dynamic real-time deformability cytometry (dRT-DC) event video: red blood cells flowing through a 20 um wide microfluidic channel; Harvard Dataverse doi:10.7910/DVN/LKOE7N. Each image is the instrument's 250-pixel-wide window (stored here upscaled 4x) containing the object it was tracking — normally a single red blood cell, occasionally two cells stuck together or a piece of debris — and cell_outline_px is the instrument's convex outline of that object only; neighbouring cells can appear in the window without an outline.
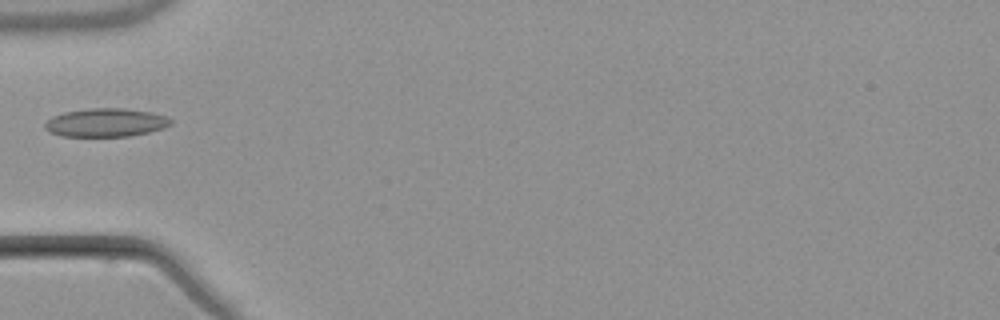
{"species": "common noctule bat (a hibernating species)", "species_latin": "Nyctalus noctula", "temperature_condition": "warm", "stored_images_in_passage": 4, "camera_frame_rate_fps": 3000, "um_per_image_px": 0.085, "animal": {"sex": "male", "body_mass_g": 21.5, "forearm_length_mm": 52.0}, "frame": {"image": 1, "passage_image": 4, "time_ms": 4.333, "image_size_px": [1000, 320], "cell_outline_px": [[172, 124], [164, 128], [148, 132], [128, 136], [60, 136], [48, 132], [44, 128], [44, 124], [52, 116], [64, 112], [88, 108], [124, 108], [152, 112], [168, 116], [172, 120]], "centroid_in_image_um": [9.0, 10.41], "position_along_channel_um": 76.0, "area_um2": 21.04}}